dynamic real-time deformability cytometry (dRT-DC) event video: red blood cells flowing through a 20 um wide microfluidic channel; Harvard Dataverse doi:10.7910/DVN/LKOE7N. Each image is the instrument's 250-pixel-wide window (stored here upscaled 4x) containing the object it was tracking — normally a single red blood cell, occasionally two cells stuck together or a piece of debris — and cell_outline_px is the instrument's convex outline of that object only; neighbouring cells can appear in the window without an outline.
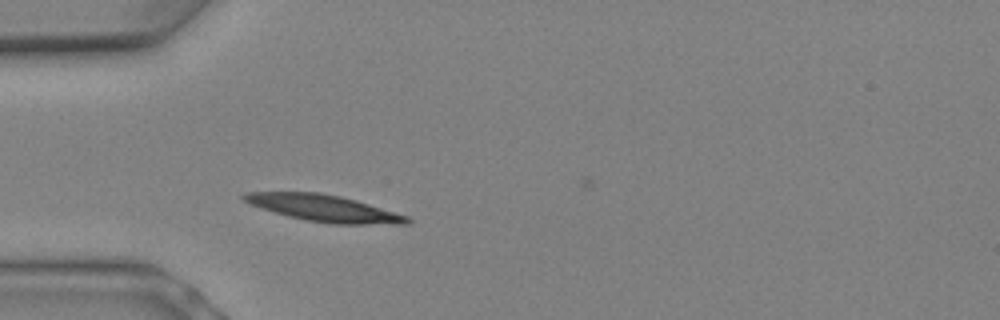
{"species": "Egyptian fruit bat (a non-hibernating species)", "species_latin": "Rousettus aegyptiacus", "temperature_condition": "warm", "stored_images_in_passage": 6, "camera_frame_rate_fps": 3000, "um_per_image_px": 0.085, "animal": {"sex": "female"}, "frame": {"image": 1, "passage_image": 6, "time_ms": 1.667, "image_size_px": [1000, 320], "cell_outline_px": [[412, 224], [332, 224], [308, 220], [288, 216], [252, 204], [244, 200], [240, 196], [244, 192], [320, 192], [340, 196], [356, 200], [408, 216], [412, 220]], "centroid_in_image_um": [27.59, 17.69], "position_along_channel_um": 57.4, "area_um2": 25.09}}